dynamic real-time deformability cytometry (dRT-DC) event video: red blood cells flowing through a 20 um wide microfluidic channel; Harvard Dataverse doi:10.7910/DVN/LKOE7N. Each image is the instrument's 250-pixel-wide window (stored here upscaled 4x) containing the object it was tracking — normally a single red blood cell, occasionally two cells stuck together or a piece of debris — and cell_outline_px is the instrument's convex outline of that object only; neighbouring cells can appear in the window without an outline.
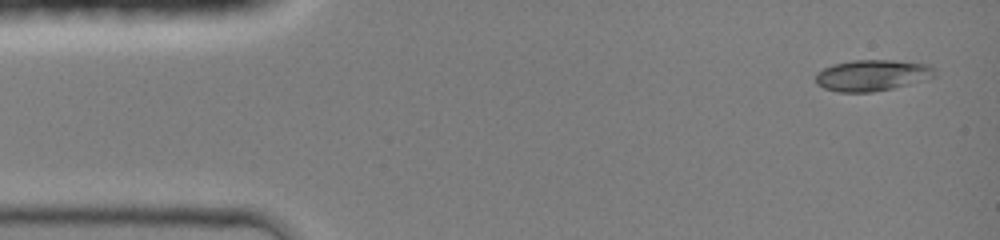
{"species": "common noctule bat (a hibernating species)", "species_latin": "Nyctalus noctula", "temperature_condition": "room temperature", "stored_images_in_passage": 9, "camera_frame_rate_fps": 3000, "um_per_image_px": 0.085, "animal": {"sex": "female", "body_mass_g": 19.0, "forearm_length_mm": 51.5}, "frame": {"image": 1, "passage_image": 1, "time_ms": 0.0, "image_size_px": [1000, 240], "cell_outline_px": [[936, 76], [908, 84], [892, 88], [872, 92], [836, 92], [824, 88], [816, 84], [816, 72], [832, 64], [852, 60], [896, 60], [928, 64], [936, 72]], "centroid_in_image_um": [74.1, 6.39], "position_along_channel_um": 10.9, "area_um2": 21.68}}
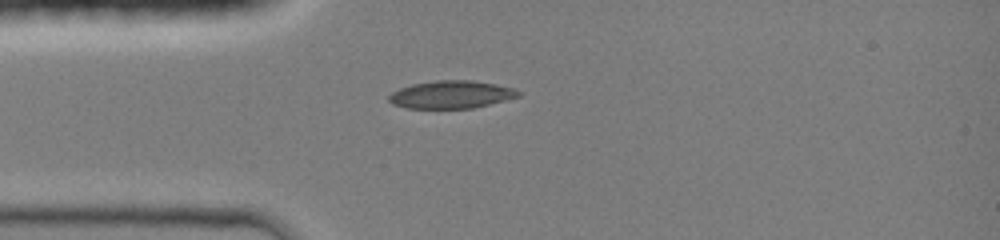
{"frame": {"image": 2, "passage_image": 6, "time_ms": 1.667, "image_size_px": [1000, 240], "cell_outline_px": [[520, 96], [472, 108], [408, 108], [392, 104], [388, 100], [388, 96], [392, 92], [400, 88], [412, 84], [436, 80], [472, 80], [496, 84], [516, 88], [520, 92]], "centroid_in_image_um": [38.35, 8.03], "position_along_channel_um": 46.7, "area_um2": 20.87}}
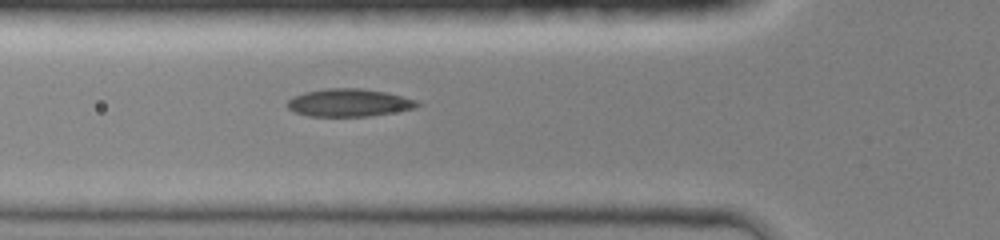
{"frame": {"image": 3, "passage_image": 9, "time_ms": 2.667, "image_size_px": [1000, 240], "cell_outline_px": [[424, 104], [416, 108], [368, 116], [308, 116], [296, 112], [288, 108], [288, 100], [292, 96], [304, 92], [324, 88], [360, 88], [384, 92], [416, 100]], "centroid_in_image_um": [29.66, 8.72], "position_along_channel_um": 96.1, "area_um2": 20.92}}